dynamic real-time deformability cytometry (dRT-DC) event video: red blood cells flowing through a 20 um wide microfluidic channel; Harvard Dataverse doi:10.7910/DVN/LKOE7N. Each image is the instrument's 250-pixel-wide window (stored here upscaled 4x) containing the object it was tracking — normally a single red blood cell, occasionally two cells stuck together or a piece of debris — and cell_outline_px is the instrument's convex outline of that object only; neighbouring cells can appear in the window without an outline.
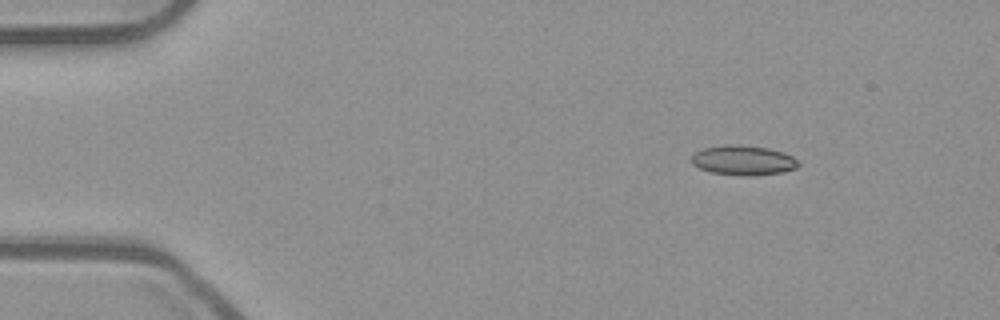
{"species": "common noctule bat (a hibernating species)", "species_latin": "Nyctalus noctula", "temperature_condition": "room temperature", "stored_images_in_passage": 47, "camera_frame_rate_fps": 3000, "um_per_image_px": 0.085, "animal": {"sex": "male", "body_mass_g": 23.1, "forearm_length_mm": 52.7}, "frame": {"image": 1, "passage_image": 1, "time_ms": 0.0, "image_size_px": [1000, 320], "cell_outline_px": [[800, 164], [796, 168], [784, 172], [744, 176], [712, 172], [700, 168], [692, 164], [692, 156], [696, 152], [704, 148], [728, 144], [736, 144], [768, 148], [784, 152], [792, 156]], "centroid_in_image_um": [63.2, 13.62], "position_along_channel_um": 21.8, "area_um2": 18.38}}
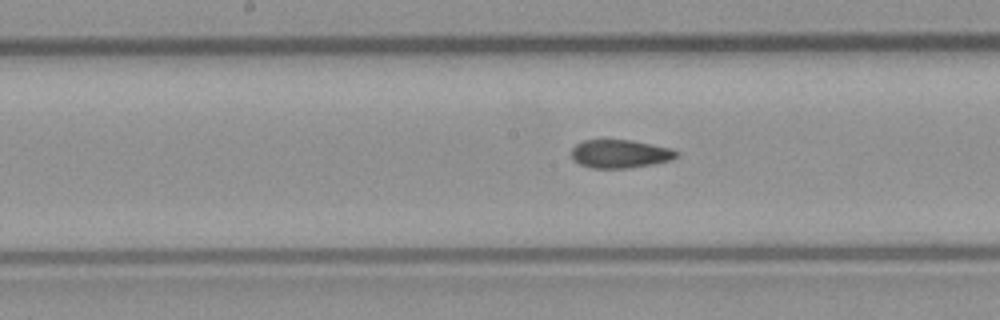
{"frame": {"image": 2, "passage_image": 21, "time_ms": 6.667, "image_size_px": [1000, 320], "cell_outline_px": [[680, 152], [676, 156], [668, 160], [652, 164], [628, 168], [592, 168], [580, 164], [572, 160], [572, 148], [576, 144], [584, 140], [632, 140], [672, 148]], "centroid_in_image_um": [52.69, 13.07], "position_along_channel_um": 195.5, "area_um2": 17.28}}
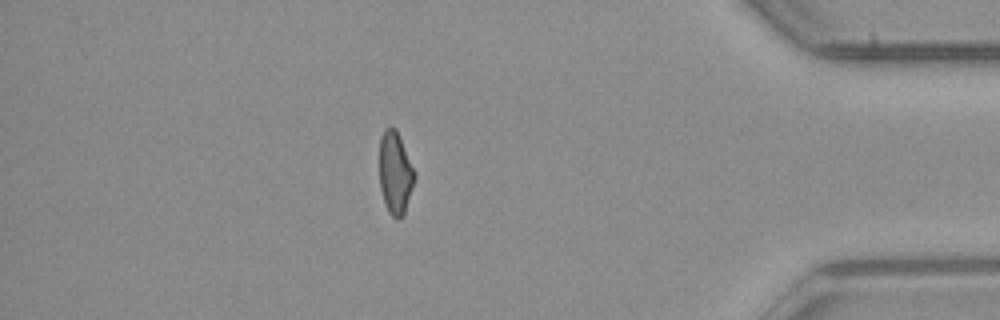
{"frame": {"image": 3, "passage_image": 40, "time_ms": 13.0, "image_size_px": [1000, 320], "cell_outline_px": [[416, 176], [404, 216], [400, 220], [396, 220], [388, 212], [380, 188], [380, 136], [384, 128], [396, 128]], "centroid_in_image_um": [33.59, 14.75], "position_along_channel_um": 401.6, "area_um2": 16.82}, "authors_computed_cell_mechanics": {"area_um2": 17.629, "velocity_mm_per_s": 3.9021, "shape_relaxation_time_tau1_ms": null, "shape_relaxation_time_tau2_ms": 2.1767, "deformation_change_tau1": null, "deformation_change_tau2": 0.0893}}